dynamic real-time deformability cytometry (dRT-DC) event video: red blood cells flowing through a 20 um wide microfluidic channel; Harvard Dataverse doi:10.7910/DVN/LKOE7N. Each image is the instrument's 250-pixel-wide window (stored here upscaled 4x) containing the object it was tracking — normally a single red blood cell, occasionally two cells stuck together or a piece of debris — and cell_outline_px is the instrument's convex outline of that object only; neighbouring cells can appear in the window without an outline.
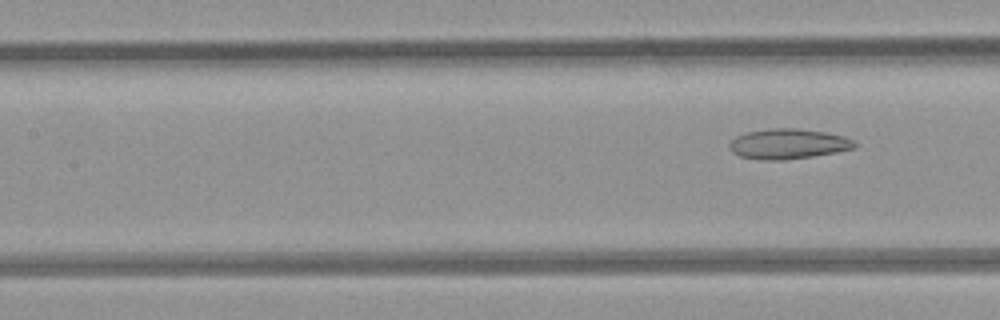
{"species": "common noctule bat (a hibernating species)", "species_latin": "Nyctalus noctula", "temperature_condition": "room temperature", "stored_images_in_passage": 6, "segment_of_instrument_passage": [2, 2], "camera_frame_rate_fps": 3000, "um_per_image_px": 0.085, "animal": {"sex": "female", "body_mass_g": 21.9}, "frame": {"image": 1, "passage_image": 6, "time_ms": 6.667, "image_size_px": [1000, 320], "cell_outline_px": [[856, 148], [836, 152], [812, 156], [784, 160], [764, 160], [740, 156], [732, 152], [728, 148], [728, 144], [736, 136], [748, 132], [772, 128], [800, 128], [824, 132], [844, 136], [856, 140]], "centroid_in_image_um": [67.01, 12.23], "position_along_channel_um": 140.4, "area_um2": 22.08}}